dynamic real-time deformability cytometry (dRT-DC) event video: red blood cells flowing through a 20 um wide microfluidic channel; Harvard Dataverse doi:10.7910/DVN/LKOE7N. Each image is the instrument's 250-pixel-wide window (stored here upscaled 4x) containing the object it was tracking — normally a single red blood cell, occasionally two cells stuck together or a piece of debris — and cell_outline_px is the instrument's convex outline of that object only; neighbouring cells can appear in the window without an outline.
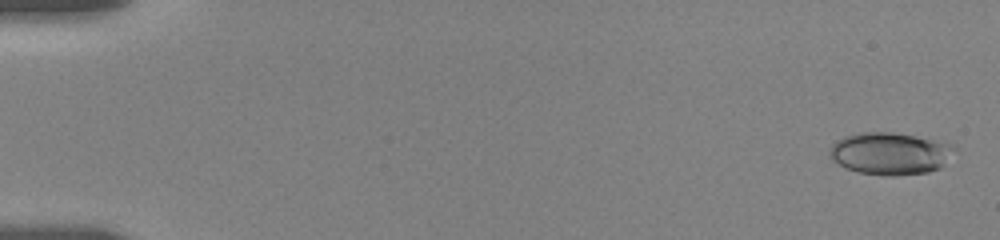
{"species": "human", "species_latin": "Homo sapiens", "temperature_condition": "room temperature", "stored_images_in_passage": 27, "camera_frame_rate_fps": 3000, "um_per_image_px": 0.085, "donor": {"sex": "female"}, "frame": {"image": 1, "passage_image": 2, "time_ms": 0.333, "image_size_px": [1000, 240], "cell_outline_px": [[956, 148], [940, 168], [928, 172], [896, 176], [884, 176], [856, 172], [844, 168], [832, 160], [828, 152], [832, 144], [836, 140], [844, 136], [860, 132], [892, 132], [912, 136], [948, 144]], "centroid_in_image_um": [75.56, 13.07], "position_along_channel_um": 9.4, "area_um2": 30.58}}